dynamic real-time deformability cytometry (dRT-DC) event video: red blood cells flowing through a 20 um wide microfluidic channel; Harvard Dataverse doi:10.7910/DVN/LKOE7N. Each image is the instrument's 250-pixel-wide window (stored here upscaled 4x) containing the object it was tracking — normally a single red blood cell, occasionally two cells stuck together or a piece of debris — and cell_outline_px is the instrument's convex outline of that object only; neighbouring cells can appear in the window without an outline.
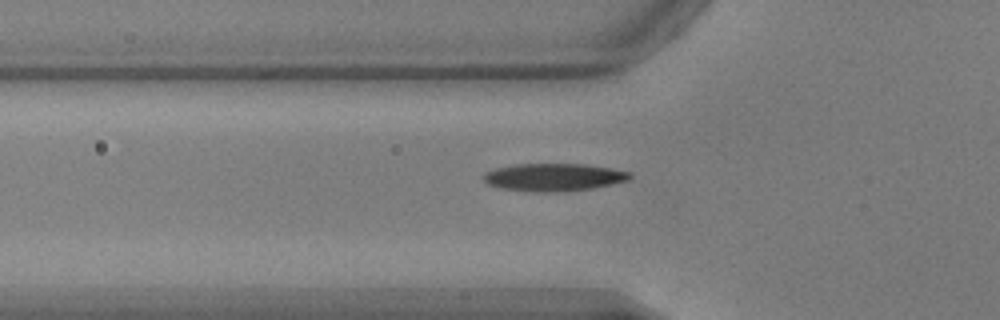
{"species": "common noctule bat (a hibernating species)", "species_latin": "Nyctalus noctula", "temperature_condition": "warm", "stored_images_in_passage": 30, "camera_frame_rate_fps": 3000, "um_per_image_px": 0.085, "animal": {"sex": "male", "body_mass_g": 17.9, "forearm_length_mm": 54.2}, "frame": {"image": 1, "passage_image": 9, "time_ms": 2.667, "image_size_px": [1000, 320], "cell_outline_px": [[632, 176], [628, 180], [592, 188], [556, 192], [536, 192], [504, 188], [488, 184], [480, 176], [484, 172], [496, 168], [516, 164], [584, 164], [612, 168], [632, 172]], "centroid_in_image_um": [47.06, 15.05], "position_along_channel_um": 78.7, "area_um2": 23.52}}
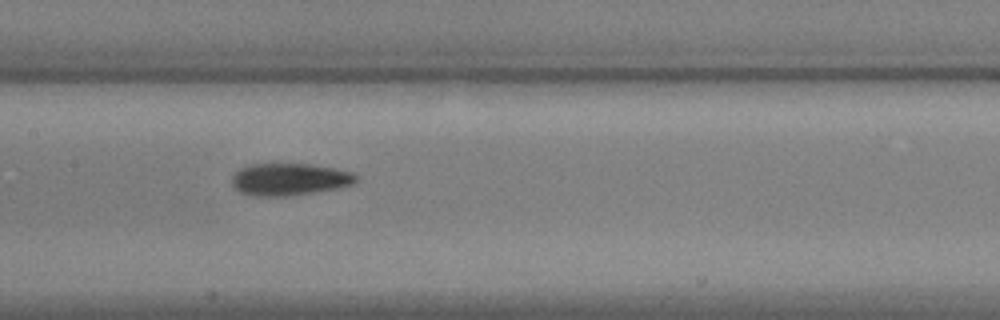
{"frame": {"image": 2, "passage_image": 17, "time_ms": 5.333, "image_size_px": [1000, 320], "cell_outline_px": [[356, 180], [352, 184], [340, 188], [288, 196], [256, 196], [240, 192], [232, 184], [232, 176], [240, 168], [252, 164], [312, 164], [352, 172], [356, 176]], "centroid_in_image_um": [24.59, 15.24], "position_along_channel_um": 182.8, "area_um2": 23.12}}
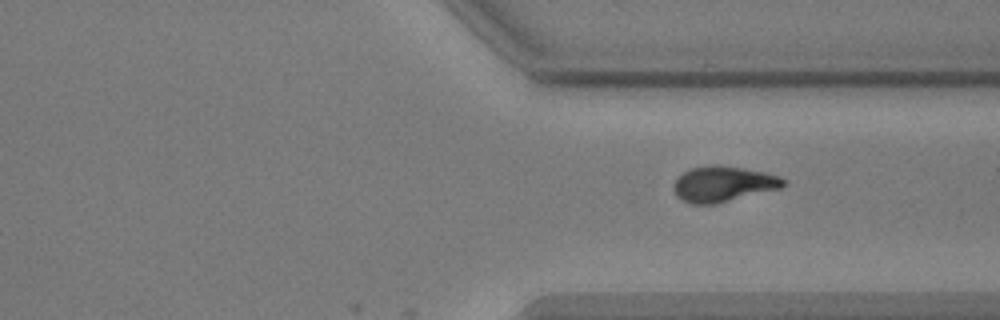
{"frame": {"image": 3, "passage_image": 30, "time_ms": 9.667, "image_size_px": [1000, 320], "cell_outline_px": [[788, 184], [780, 188], [716, 204], [692, 204], [676, 196], [676, 180], [688, 168], [712, 164], [716, 164], [744, 168], [764, 172], [780, 176], [788, 180]], "centroid_in_image_um": [61.54, 15.62], "position_along_channel_um": 349.9, "area_um2": 22.72}}